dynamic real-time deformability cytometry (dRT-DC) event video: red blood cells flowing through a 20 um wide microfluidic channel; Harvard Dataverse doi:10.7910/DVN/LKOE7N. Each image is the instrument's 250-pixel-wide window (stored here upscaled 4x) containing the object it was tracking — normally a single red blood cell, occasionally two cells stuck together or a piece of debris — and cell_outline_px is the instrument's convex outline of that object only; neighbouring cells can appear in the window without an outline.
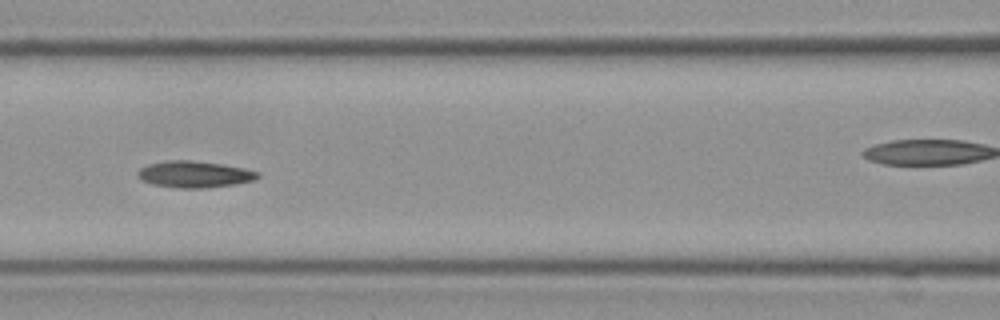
{"species": "Egyptian fruit bat (a non-hibernating species)", "species_latin": "Rousettus aegyptiacus", "temperature_condition": "cold", "stored_images_in_passage": 10, "camera_frame_rate_fps": 3000, "um_per_image_px": 0.085, "frame": {"image": 1, "passage_image": 6, "time_ms": 1.667, "image_size_px": [1000, 320], "cell_outline_px": [[260, 176], [252, 180], [236, 184], [204, 188], [176, 188], [152, 184], [140, 180], [136, 176], [136, 172], [140, 168], [148, 164], [168, 160], [192, 160], [220, 164], [244, 168], [260, 172]], "centroid_in_image_um": [16.48, 14.82], "position_along_channel_um": 150.1, "area_um2": 18.67}}
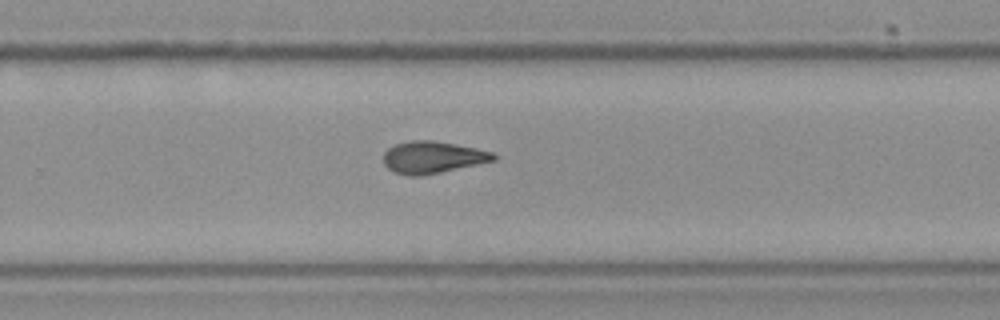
{"frame": {"image": 2, "passage_image": 10, "time_ms": 3.0, "image_size_px": [1000, 320], "cell_outline_px": [[496, 160], [440, 172], [420, 176], [412, 176], [396, 172], [388, 168], [384, 164], [384, 152], [388, 148], [396, 144], [412, 140], [432, 140], [476, 148], [492, 152], [496, 156]], "centroid_in_image_um": [36.76, 13.36], "position_along_channel_um": 293.0, "area_um2": 20.23}}